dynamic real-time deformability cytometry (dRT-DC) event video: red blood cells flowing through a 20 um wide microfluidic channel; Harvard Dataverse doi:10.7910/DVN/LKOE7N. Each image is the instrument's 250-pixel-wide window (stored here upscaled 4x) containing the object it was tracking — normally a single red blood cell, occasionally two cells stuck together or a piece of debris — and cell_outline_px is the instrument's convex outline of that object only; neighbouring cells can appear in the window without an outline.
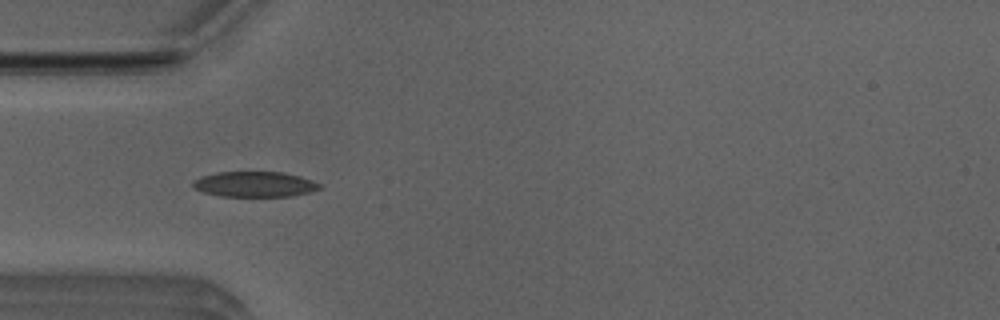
{"species": "Egyptian fruit bat (a non-hibernating species)", "species_latin": "Rousettus aegyptiacus", "temperature_condition": "room temperature", "stored_images_in_passage": 47, "camera_frame_rate_fps": 3000, "um_per_image_px": 0.085, "animal": {"sex": "male"}, "frame": {"image": 1, "passage_image": 11, "time_ms": 3.333, "image_size_px": [1000, 320], "cell_outline_px": [[320, 188], [312, 192], [292, 196], [220, 196], [204, 192], [192, 188], [192, 180], [200, 176], [216, 172], [284, 172], [300, 176], [312, 180], [320, 184]], "centroid_in_image_um": [21.62, 15.66], "position_along_channel_um": 63.4, "area_um2": 18.9}}
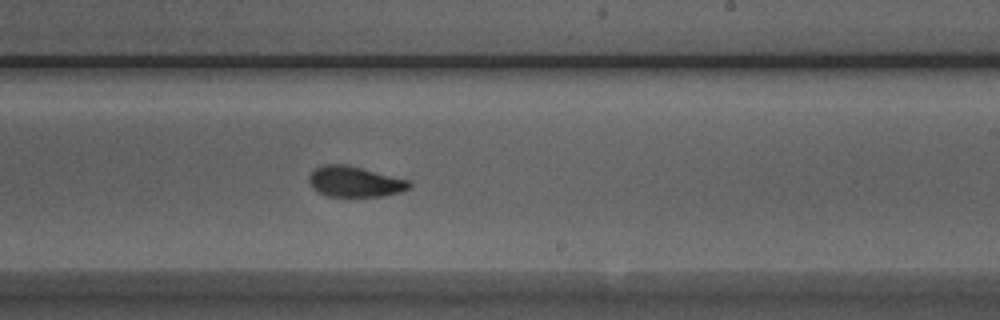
{"frame": {"image": 2, "passage_image": 26, "time_ms": 8.333, "image_size_px": [1000, 320], "cell_outline_px": [[412, 184], [408, 188], [400, 192], [384, 196], [328, 196], [312, 188], [308, 180], [308, 176], [316, 168], [324, 164], [344, 164], [412, 180]], "centroid_in_image_um": [30.18, 15.44], "position_along_channel_um": 258.8, "area_um2": 17.86}}
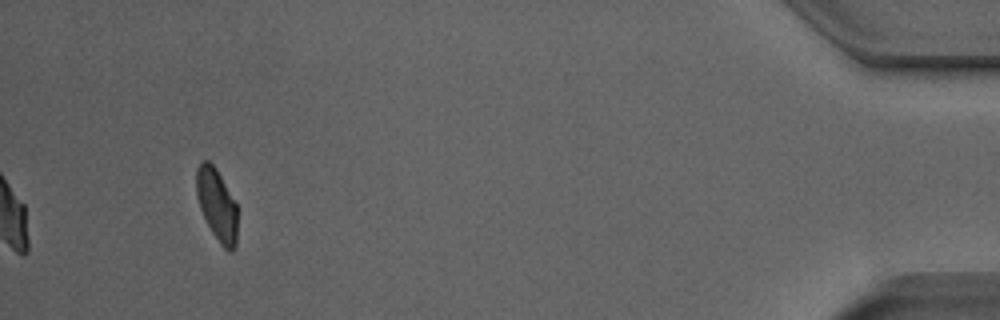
{"frame": {"image": 3, "passage_image": 44, "time_ms": 14.333, "image_size_px": [1000, 320], "cell_outline_px": [[236, 244], [232, 252], [228, 252], [220, 244], [212, 232], [200, 208], [196, 196], [196, 168], [204, 160], [208, 160], [216, 168], [236, 204]], "centroid_in_image_um": [18.42, 17.4], "position_along_channel_um": 416.8, "area_um2": 16.99}, "authors_computed_cell_mechanics": {"area_um2": 18.2648, "velocity_mm_per_s": 3.9173, "shape_relaxation_time_tau1_ms": 4.6729, "shape_relaxation_time_tau2_ms": 1.0573, "deformation_change_tau1": 0.1744, "deformation_change_tau2": 0.0614}}